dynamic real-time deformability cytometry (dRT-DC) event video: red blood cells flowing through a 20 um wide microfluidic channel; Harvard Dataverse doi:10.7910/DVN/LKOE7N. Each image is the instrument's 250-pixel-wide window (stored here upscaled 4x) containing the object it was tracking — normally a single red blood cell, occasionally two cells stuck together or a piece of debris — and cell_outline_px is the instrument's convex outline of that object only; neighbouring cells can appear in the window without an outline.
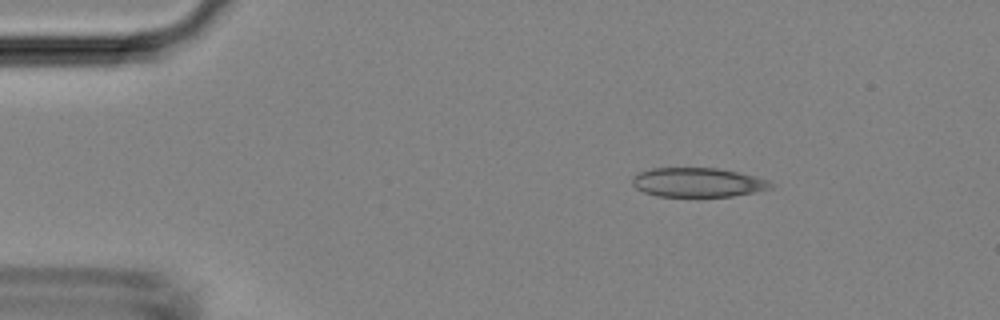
{"species": "Egyptian fruit bat (a non-hibernating species)", "species_latin": "Rousettus aegyptiacus", "temperature_condition": "room temperature", "stored_images_in_passage": 41, "camera_frame_rate_fps": 3000, "um_per_image_px": 0.085, "animal": {"sex": "female"}, "frame": {"image": 1, "passage_image": 1, "time_ms": 0.0, "image_size_px": [1000, 320], "cell_outline_px": [[776, 184], [772, 188], [756, 192], [732, 196], [656, 196], [644, 192], [636, 188], [632, 184], [632, 176], [640, 172], [652, 168], [716, 168], [736, 172], [768, 180]], "centroid_in_image_um": [59.31, 15.51], "position_along_channel_um": 25.7, "area_um2": 23.52}}
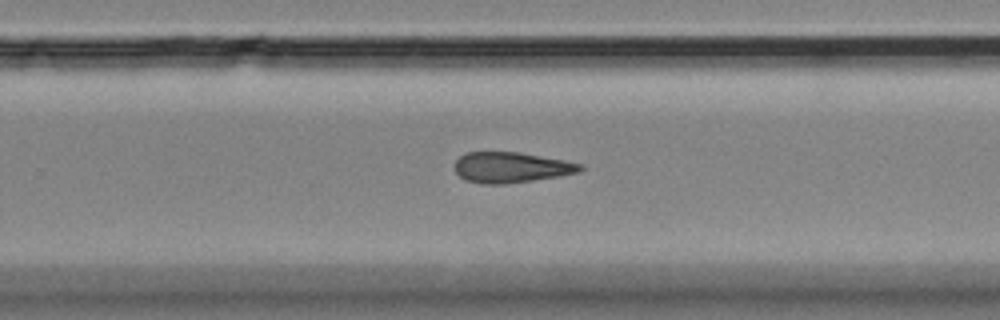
{"frame": {"image": 2, "passage_image": 24, "time_ms": 7.667, "image_size_px": [1000, 320], "cell_outline_px": [[584, 168], [580, 172], [560, 176], [504, 184], [480, 184], [464, 180], [456, 172], [456, 160], [464, 152], [520, 152], [564, 160], [584, 164]], "centroid_in_image_um": [43.46, 14.23], "position_along_channel_um": 286.3, "area_um2": 22.48}}
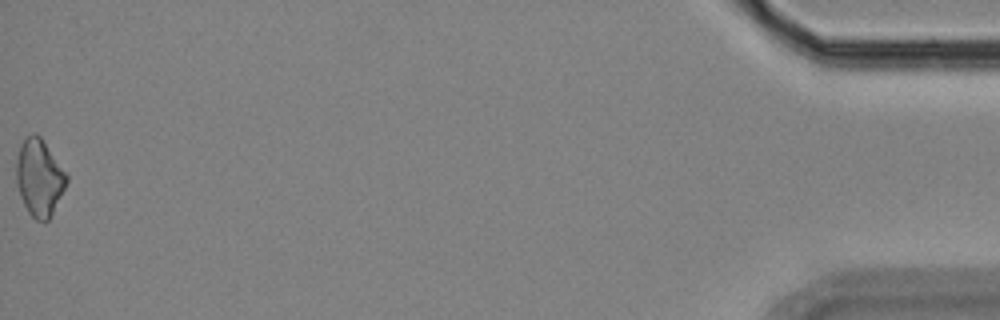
{"frame": {"image": 3, "passage_image": 41, "time_ms": 13.333, "image_size_px": [1000, 320], "cell_outline_px": [[68, 180], [48, 220], [36, 220], [28, 212], [20, 196], [16, 184], [16, 160], [20, 144], [32, 132], [36, 132], [40, 136], [68, 176]], "centroid_in_image_um": [3.31, 15.07], "position_along_channel_um": 431.9, "area_um2": 22.14}}